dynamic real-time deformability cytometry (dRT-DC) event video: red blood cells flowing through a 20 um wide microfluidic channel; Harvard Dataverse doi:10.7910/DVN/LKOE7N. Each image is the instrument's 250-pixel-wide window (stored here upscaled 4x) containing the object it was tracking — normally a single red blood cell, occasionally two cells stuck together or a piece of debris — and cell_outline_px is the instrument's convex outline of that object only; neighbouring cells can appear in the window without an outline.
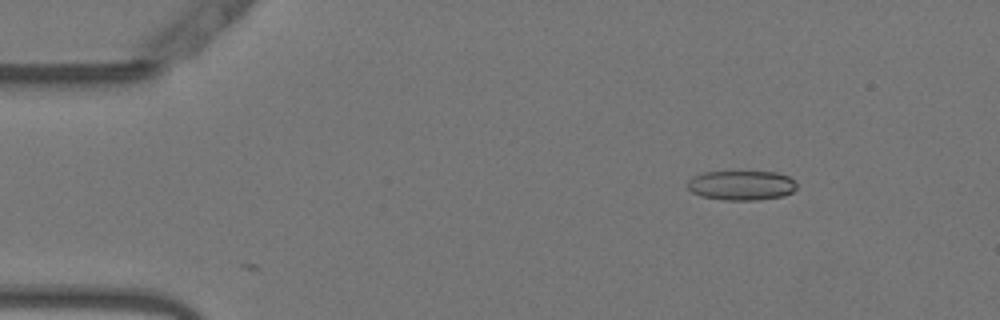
{"species": "Egyptian fruit bat (a non-hibernating species)", "species_latin": "Rousettus aegyptiacus", "temperature_condition": "warm", "stored_images_in_passage": 7, "camera_frame_rate_fps": 3000, "um_per_image_px": 0.085, "animal": {"sex": "female"}, "frame": {"image": 1, "passage_image": 7, "time_ms": 2.0, "image_size_px": [1000, 320], "cell_outline_px": [[796, 188], [792, 192], [784, 196], [760, 200], [724, 200], [700, 196], [692, 192], [688, 188], [688, 180], [692, 176], [704, 172], [776, 172], [788, 176], [796, 184]], "centroid_in_image_um": [63.01, 15.76], "position_along_channel_um": 22.0, "area_um2": 18.9}}